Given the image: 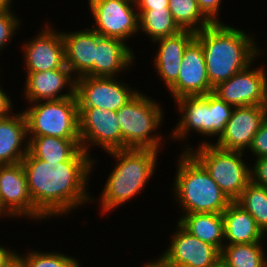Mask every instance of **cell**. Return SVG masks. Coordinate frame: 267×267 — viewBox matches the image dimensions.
<instances>
[{"label":"cell","instance_id":"1","mask_svg":"<svg viewBox=\"0 0 267 267\" xmlns=\"http://www.w3.org/2000/svg\"><path fill=\"white\" fill-rule=\"evenodd\" d=\"M95 160L82 148L60 163L37 159L28 151L21 163L35 208L52 220V217L62 219L90 204L93 194L88 191L89 178L94 174Z\"/></svg>","mask_w":267,"mask_h":267},{"label":"cell","instance_id":"2","mask_svg":"<svg viewBox=\"0 0 267 267\" xmlns=\"http://www.w3.org/2000/svg\"><path fill=\"white\" fill-rule=\"evenodd\" d=\"M225 23H215L195 33L202 45L207 75L214 88L246 69L264 51L255 34Z\"/></svg>","mask_w":267,"mask_h":267},{"label":"cell","instance_id":"3","mask_svg":"<svg viewBox=\"0 0 267 267\" xmlns=\"http://www.w3.org/2000/svg\"><path fill=\"white\" fill-rule=\"evenodd\" d=\"M106 153L112 157L115 164L106 177L100 197H92L91 203L98 201L96 206L99 207V214L108 217L107 214L111 211L130 203L131 199L145 190L151 177L154 178L159 165L158 154L161 152L151 149H120Z\"/></svg>","mask_w":267,"mask_h":267},{"label":"cell","instance_id":"4","mask_svg":"<svg viewBox=\"0 0 267 267\" xmlns=\"http://www.w3.org/2000/svg\"><path fill=\"white\" fill-rule=\"evenodd\" d=\"M178 157L170 190L178 213H182L179 218L188 213H222L232 202L229 197L189 151Z\"/></svg>","mask_w":267,"mask_h":267},{"label":"cell","instance_id":"5","mask_svg":"<svg viewBox=\"0 0 267 267\" xmlns=\"http://www.w3.org/2000/svg\"><path fill=\"white\" fill-rule=\"evenodd\" d=\"M142 91V92H141ZM140 91L117 112L121 128V149H151L161 151L170 140L159 133L165 111L160 101ZM158 133H157V131ZM164 138V139H163ZM166 138V139H165Z\"/></svg>","mask_w":267,"mask_h":267},{"label":"cell","instance_id":"6","mask_svg":"<svg viewBox=\"0 0 267 267\" xmlns=\"http://www.w3.org/2000/svg\"><path fill=\"white\" fill-rule=\"evenodd\" d=\"M189 152L231 201H235L251 182V163L245 159L244 152L224 150L214 144L192 146Z\"/></svg>","mask_w":267,"mask_h":267},{"label":"cell","instance_id":"7","mask_svg":"<svg viewBox=\"0 0 267 267\" xmlns=\"http://www.w3.org/2000/svg\"><path fill=\"white\" fill-rule=\"evenodd\" d=\"M22 109L27 122V137L49 136L80 139L79 110L74 97L27 103Z\"/></svg>","mask_w":267,"mask_h":267},{"label":"cell","instance_id":"8","mask_svg":"<svg viewBox=\"0 0 267 267\" xmlns=\"http://www.w3.org/2000/svg\"><path fill=\"white\" fill-rule=\"evenodd\" d=\"M48 221L34 206L21 162L0 165V219ZM32 220V221H31Z\"/></svg>","mask_w":267,"mask_h":267},{"label":"cell","instance_id":"9","mask_svg":"<svg viewBox=\"0 0 267 267\" xmlns=\"http://www.w3.org/2000/svg\"><path fill=\"white\" fill-rule=\"evenodd\" d=\"M88 7L94 19L89 27L102 37L117 38L128 44L132 37L141 35L135 0H97Z\"/></svg>","mask_w":267,"mask_h":267},{"label":"cell","instance_id":"10","mask_svg":"<svg viewBox=\"0 0 267 267\" xmlns=\"http://www.w3.org/2000/svg\"><path fill=\"white\" fill-rule=\"evenodd\" d=\"M127 83L120 77H79L75 88L78 107L117 112L140 91Z\"/></svg>","mask_w":267,"mask_h":267},{"label":"cell","instance_id":"11","mask_svg":"<svg viewBox=\"0 0 267 267\" xmlns=\"http://www.w3.org/2000/svg\"><path fill=\"white\" fill-rule=\"evenodd\" d=\"M81 148L90 156L94 147L109 152L121 149V128L117 114L96 107H78Z\"/></svg>","mask_w":267,"mask_h":267},{"label":"cell","instance_id":"12","mask_svg":"<svg viewBox=\"0 0 267 267\" xmlns=\"http://www.w3.org/2000/svg\"><path fill=\"white\" fill-rule=\"evenodd\" d=\"M262 55L264 56L265 53H262L246 69L234 74L227 81L219 83L214 87L213 93L234 107L265 106L267 69L263 65H254Z\"/></svg>","mask_w":267,"mask_h":267},{"label":"cell","instance_id":"13","mask_svg":"<svg viewBox=\"0 0 267 267\" xmlns=\"http://www.w3.org/2000/svg\"><path fill=\"white\" fill-rule=\"evenodd\" d=\"M21 46L26 72L56 70L66 65L62 32L50 21L43 23L38 33L23 41Z\"/></svg>","mask_w":267,"mask_h":267},{"label":"cell","instance_id":"14","mask_svg":"<svg viewBox=\"0 0 267 267\" xmlns=\"http://www.w3.org/2000/svg\"><path fill=\"white\" fill-rule=\"evenodd\" d=\"M168 247L158 258L170 267H214L221 252L187 232L178 222Z\"/></svg>","mask_w":267,"mask_h":267},{"label":"cell","instance_id":"15","mask_svg":"<svg viewBox=\"0 0 267 267\" xmlns=\"http://www.w3.org/2000/svg\"><path fill=\"white\" fill-rule=\"evenodd\" d=\"M176 112L179 114V119L173 129L169 133V138L176 143L183 142L182 151H190L189 138L195 132L198 136L205 137L197 143L198 145L209 144V111H210V93L204 96H188L179 98L174 101ZM191 136V137H189ZM208 137V138H207ZM179 140V141H178ZM185 141V142H184ZM186 142H188L186 144Z\"/></svg>","mask_w":267,"mask_h":267},{"label":"cell","instance_id":"16","mask_svg":"<svg viewBox=\"0 0 267 267\" xmlns=\"http://www.w3.org/2000/svg\"><path fill=\"white\" fill-rule=\"evenodd\" d=\"M202 45L194 39L185 49L177 81L168 89L171 98L204 96L212 93Z\"/></svg>","mask_w":267,"mask_h":267},{"label":"cell","instance_id":"17","mask_svg":"<svg viewBox=\"0 0 267 267\" xmlns=\"http://www.w3.org/2000/svg\"><path fill=\"white\" fill-rule=\"evenodd\" d=\"M25 75L26 80L22 90L24 103L59 100L75 96L76 78L66 65L56 70L25 72Z\"/></svg>","mask_w":267,"mask_h":267},{"label":"cell","instance_id":"18","mask_svg":"<svg viewBox=\"0 0 267 267\" xmlns=\"http://www.w3.org/2000/svg\"><path fill=\"white\" fill-rule=\"evenodd\" d=\"M266 117V109L262 105L234 107L225 132L217 141L213 139V144L224 150L246 153Z\"/></svg>","mask_w":267,"mask_h":267},{"label":"cell","instance_id":"19","mask_svg":"<svg viewBox=\"0 0 267 267\" xmlns=\"http://www.w3.org/2000/svg\"><path fill=\"white\" fill-rule=\"evenodd\" d=\"M61 32L67 68L76 79L82 76L94 77L95 47L102 36L89 26L83 30Z\"/></svg>","mask_w":267,"mask_h":267},{"label":"cell","instance_id":"20","mask_svg":"<svg viewBox=\"0 0 267 267\" xmlns=\"http://www.w3.org/2000/svg\"><path fill=\"white\" fill-rule=\"evenodd\" d=\"M194 39L195 32L181 30L175 35L162 37L152 42L157 45V50L153 54L152 67L167 90L177 81L184 51Z\"/></svg>","mask_w":267,"mask_h":267},{"label":"cell","instance_id":"21","mask_svg":"<svg viewBox=\"0 0 267 267\" xmlns=\"http://www.w3.org/2000/svg\"><path fill=\"white\" fill-rule=\"evenodd\" d=\"M135 54L136 52L134 53L124 41L101 37L95 47L94 77H123L121 74H125L136 65Z\"/></svg>","mask_w":267,"mask_h":267},{"label":"cell","instance_id":"22","mask_svg":"<svg viewBox=\"0 0 267 267\" xmlns=\"http://www.w3.org/2000/svg\"><path fill=\"white\" fill-rule=\"evenodd\" d=\"M20 111L0 118V165L19 163L28 153L27 122Z\"/></svg>","mask_w":267,"mask_h":267},{"label":"cell","instance_id":"23","mask_svg":"<svg viewBox=\"0 0 267 267\" xmlns=\"http://www.w3.org/2000/svg\"><path fill=\"white\" fill-rule=\"evenodd\" d=\"M222 215L224 245L266 242L267 236L257 226L253 216L235 201L228 205Z\"/></svg>","mask_w":267,"mask_h":267},{"label":"cell","instance_id":"24","mask_svg":"<svg viewBox=\"0 0 267 267\" xmlns=\"http://www.w3.org/2000/svg\"><path fill=\"white\" fill-rule=\"evenodd\" d=\"M177 222L191 235L216 247L221 252L224 246L222 213H188L177 218Z\"/></svg>","mask_w":267,"mask_h":267},{"label":"cell","instance_id":"25","mask_svg":"<svg viewBox=\"0 0 267 267\" xmlns=\"http://www.w3.org/2000/svg\"><path fill=\"white\" fill-rule=\"evenodd\" d=\"M28 151L46 162L68 161L80 148V139H64L49 136L28 137Z\"/></svg>","mask_w":267,"mask_h":267},{"label":"cell","instance_id":"26","mask_svg":"<svg viewBox=\"0 0 267 267\" xmlns=\"http://www.w3.org/2000/svg\"><path fill=\"white\" fill-rule=\"evenodd\" d=\"M267 243H240L224 245L220 261L226 267H267Z\"/></svg>","mask_w":267,"mask_h":267},{"label":"cell","instance_id":"27","mask_svg":"<svg viewBox=\"0 0 267 267\" xmlns=\"http://www.w3.org/2000/svg\"><path fill=\"white\" fill-rule=\"evenodd\" d=\"M139 18V33L147 36L149 42L159 38L175 35L182 29L175 22L169 8L137 10Z\"/></svg>","mask_w":267,"mask_h":267},{"label":"cell","instance_id":"28","mask_svg":"<svg viewBox=\"0 0 267 267\" xmlns=\"http://www.w3.org/2000/svg\"><path fill=\"white\" fill-rule=\"evenodd\" d=\"M51 251V252H50ZM46 252L37 249L26 250L23 254L17 251V264L20 267H83L75 256L58 250Z\"/></svg>","mask_w":267,"mask_h":267},{"label":"cell","instance_id":"29","mask_svg":"<svg viewBox=\"0 0 267 267\" xmlns=\"http://www.w3.org/2000/svg\"><path fill=\"white\" fill-rule=\"evenodd\" d=\"M169 10L182 30L198 32L212 23L202 14L197 0H169Z\"/></svg>","mask_w":267,"mask_h":267},{"label":"cell","instance_id":"30","mask_svg":"<svg viewBox=\"0 0 267 267\" xmlns=\"http://www.w3.org/2000/svg\"><path fill=\"white\" fill-rule=\"evenodd\" d=\"M235 202L253 216L257 226L267 236V188L251 181Z\"/></svg>","mask_w":267,"mask_h":267},{"label":"cell","instance_id":"31","mask_svg":"<svg viewBox=\"0 0 267 267\" xmlns=\"http://www.w3.org/2000/svg\"><path fill=\"white\" fill-rule=\"evenodd\" d=\"M234 106L221 100L213 92L210 93V111H209V144H213L212 138L216 141L225 132L228 120L231 118Z\"/></svg>","mask_w":267,"mask_h":267},{"label":"cell","instance_id":"32","mask_svg":"<svg viewBox=\"0 0 267 267\" xmlns=\"http://www.w3.org/2000/svg\"><path fill=\"white\" fill-rule=\"evenodd\" d=\"M14 11L12 9H0V56L2 51L11 44V40L14 41L20 26L23 25V19H20L19 14L16 15Z\"/></svg>","mask_w":267,"mask_h":267},{"label":"cell","instance_id":"33","mask_svg":"<svg viewBox=\"0 0 267 267\" xmlns=\"http://www.w3.org/2000/svg\"><path fill=\"white\" fill-rule=\"evenodd\" d=\"M247 152H249L248 154L252 155V157L254 156L255 159L267 157V117L261 123Z\"/></svg>","mask_w":267,"mask_h":267},{"label":"cell","instance_id":"34","mask_svg":"<svg viewBox=\"0 0 267 267\" xmlns=\"http://www.w3.org/2000/svg\"><path fill=\"white\" fill-rule=\"evenodd\" d=\"M223 2L224 0H197L200 11L212 24L224 23V21H221L223 17H220Z\"/></svg>","mask_w":267,"mask_h":267},{"label":"cell","instance_id":"35","mask_svg":"<svg viewBox=\"0 0 267 267\" xmlns=\"http://www.w3.org/2000/svg\"><path fill=\"white\" fill-rule=\"evenodd\" d=\"M251 165V181L258 186L267 188V157L254 159V163Z\"/></svg>","mask_w":267,"mask_h":267},{"label":"cell","instance_id":"36","mask_svg":"<svg viewBox=\"0 0 267 267\" xmlns=\"http://www.w3.org/2000/svg\"><path fill=\"white\" fill-rule=\"evenodd\" d=\"M0 244V267H13L17 263L16 248Z\"/></svg>","mask_w":267,"mask_h":267},{"label":"cell","instance_id":"37","mask_svg":"<svg viewBox=\"0 0 267 267\" xmlns=\"http://www.w3.org/2000/svg\"><path fill=\"white\" fill-rule=\"evenodd\" d=\"M3 88L4 87L0 82V118L8 117L14 111V104L11 100L12 97H10V95L7 94Z\"/></svg>","mask_w":267,"mask_h":267},{"label":"cell","instance_id":"38","mask_svg":"<svg viewBox=\"0 0 267 267\" xmlns=\"http://www.w3.org/2000/svg\"><path fill=\"white\" fill-rule=\"evenodd\" d=\"M169 0H135L137 10H149L169 8Z\"/></svg>","mask_w":267,"mask_h":267},{"label":"cell","instance_id":"39","mask_svg":"<svg viewBox=\"0 0 267 267\" xmlns=\"http://www.w3.org/2000/svg\"><path fill=\"white\" fill-rule=\"evenodd\" d=\"M156 259V260H155ZM151 261L145 262L142 264L143 267H170L163 263L158 257H155L154 260L150 259Z\"/></svg>","mask_w":267,"mask_h":267},{"label":"cell","instance_id":"40","mask_svg":"<svg viewBox=\"0 0 267 267\" xmlns=\"http://www.w3.org/2000/svg\"><path fill=\"white\" fill-rule=\"evenodd\" d=\"M12 3L14 4V0H0V9H13Z\"/></svg>","mask_w":267,"mask_h":267},{"label":"cell","instance_id":"41","mask_svg":"<svg viewBox=\"0 0 267 267\" xmlns=\"http://www.w3.org/2000/svg\"><path fill=\"white\" fill-rule=\"evenodd\" d=\"M214 267H226L221 261L215 265Z\"/></svg>","mask_w":267,"mask_h":267},{"label":"cell","instance_id":"42","mask_svg":"<svg viewBox=\"0 0 267 267\" xmlns=\"http://www.w3.org/2000/svg\"><path fill=\"white\" fill-rule=\"evenodd\" d=\"M95 1H97V0H88L87 2H88V5H89V4H91L92 2H95Z\"/></svg>","mask_w":267,"mask_h":267},{"label":"cell","instance_id":"43","mask_svg":"<svg viewBox=\"0 0 267 267\" xmlns=\"http://www.w3.org/2000/svg\"><path fill=\"white\" fill-rule=\"evenodd\" d=\"M265 109H266V114H267V95H266Z\"/></svg>","mask_w":267,"mask_h":267},{"label":"cell","instance_id":"44","mask_svg":"<svg viewBox=\"0 0 267 267\" xmlns=\"http://www.w3.org/2000/svg\"><path fill=\"white\" fill-rule=\"evenodd\" d=\"M13 267H20L17 263Z\"/></svg>","mask_w":267,"mask_h":267}]
</instances>
